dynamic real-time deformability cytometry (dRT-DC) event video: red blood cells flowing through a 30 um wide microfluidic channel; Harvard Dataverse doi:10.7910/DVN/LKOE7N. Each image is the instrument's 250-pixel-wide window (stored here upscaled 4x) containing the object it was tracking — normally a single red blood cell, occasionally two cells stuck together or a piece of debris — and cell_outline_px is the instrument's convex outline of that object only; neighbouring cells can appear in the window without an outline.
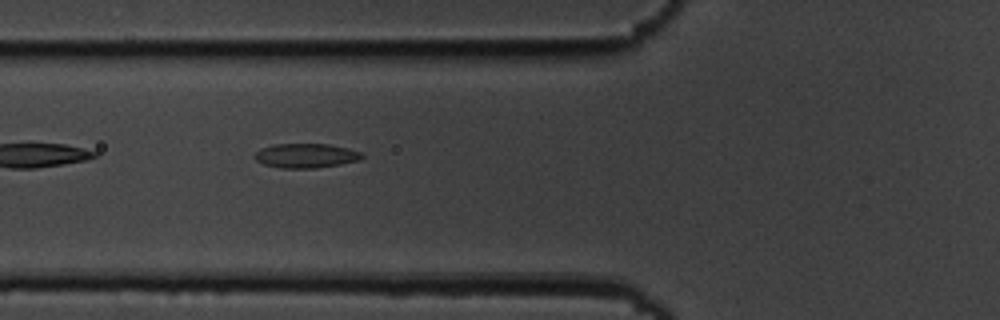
{"species": "common noctule bat (a hibernating species)", "species_latin": "Nyctalus noctula", "temperature_condition": "cold", "stored_images_in_passage": 5, "camera_frame_rate_fps": 3000, "um_per_image_px": 0.085, "animal": {"sex": "male", "body_mass_g": 19.5, "forearm_length_mm": 54.6}, "frame": {"image": 1, "passage_image": 5, "time_ms": 4.667, "image_size_px": [1000, 320], "cell_outline_px": [[364, 156], [360, 160], [340, 164], [316, 168], [280, 168], [264, 164], [256, 160], [252, 156], [260, 148], [272, 144], [328, 144], [348, 148], [360, 152]], "centroid_in_image_um": [25.97, 13.23], "position_along_channel_um": 99.8, "area_um2": 15.32}}